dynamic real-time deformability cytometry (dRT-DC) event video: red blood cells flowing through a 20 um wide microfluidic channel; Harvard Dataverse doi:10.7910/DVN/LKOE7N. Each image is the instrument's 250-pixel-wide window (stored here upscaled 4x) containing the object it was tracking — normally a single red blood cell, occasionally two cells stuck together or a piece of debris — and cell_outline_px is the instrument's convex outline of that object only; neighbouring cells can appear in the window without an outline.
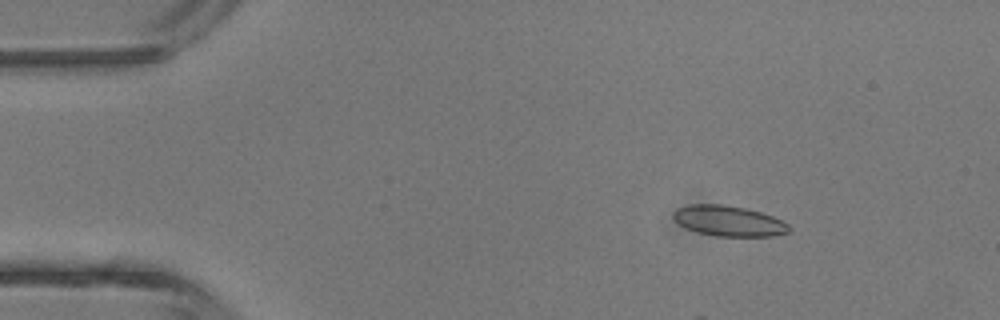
{"species": "common noctule bat (a hibernating species)", "species_latin": "Nyctalus noctula", "temperature_condition": "room temperature", "stored_images_in_passage": 4, "camera_frame_rate_fps": 3000, "um_per_image_px": 0.085, "animal": {"sex": "male", "body_mass_g": 13.3}, "frame": {"image": 1, "passage_image": 2, "time_ms": 1.0, "image_size_px": [1000, 320], "cell_outline_px": [[788, 232], [772, 236], [716, 236], [696, 232], [680, 224], [672, 216], [672, 212], [676, 208], [692, 204], [720, 204], [744, 208], [760, 212], [772, 216], [788, 224]], "centroid_in_image_um": [61.9, 18.78], "position_along_channel_um": 23.1, "area_um2": 20.29}}
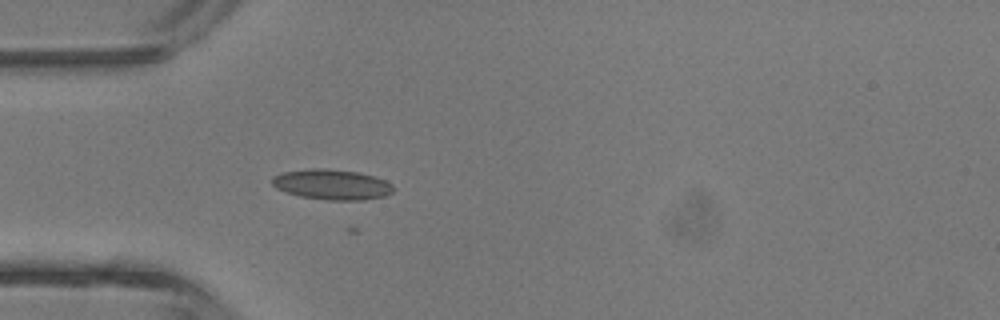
{"frame": {"image": 2, "passage_image": 4, "time_ms": 3.333, "image_size_px": [1000, 320], "cell_outline_px": [[392, 192], [384, 196], [364, 200], [328, 200], [300, 196], [276, 188], [272, 184], [272, 176], [284, 172], [312, 168], [324, 168], [356, 172], [372, 176], [384, 180], [392, 184]], "centroid_in_image_um": [28.19, 15.68], "position_along_channel_um": 56.8, "area_um2": 21.15}}